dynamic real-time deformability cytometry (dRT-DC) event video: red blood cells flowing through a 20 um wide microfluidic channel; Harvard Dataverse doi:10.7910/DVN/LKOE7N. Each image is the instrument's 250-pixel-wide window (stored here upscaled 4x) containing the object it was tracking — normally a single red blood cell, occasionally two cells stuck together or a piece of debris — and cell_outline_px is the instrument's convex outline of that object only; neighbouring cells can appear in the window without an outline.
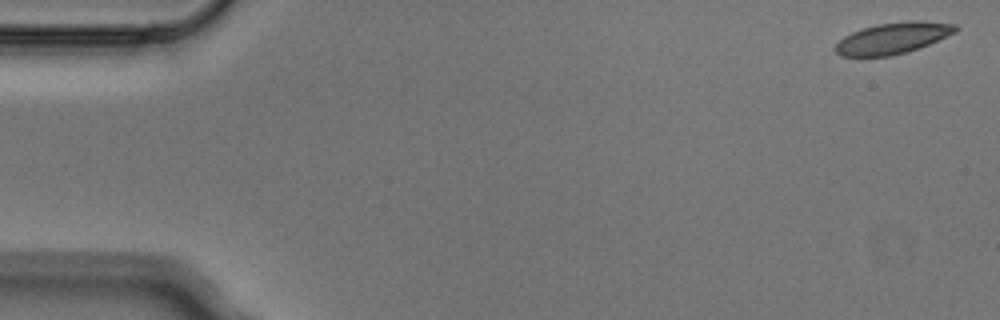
{"species": "Egyptian fruit bat (a non-hibernating species)", "species_latin": "Rousettus aegyptiacus", "temperature_condition": "cold", "stored_images_in_passage": 5, "segment_of_instrument_passage": [2, 2], "camera_frame_rate_fps": 3000, "um_per_image_px": 0.085, "animal": {"sex": "male"}, "frame": {"image": 1, "passage_image": 5, "time_ms": 1.333, "image_size_px": [1000, 320], "cell_outline_px": [[960, 28], [956, 32], [920, 48], [892, 56], [840, 56], [836, 52], [836, 44], [844, 36], [852, 32], [876, 24], [908, 20], [920, 20], [956, 24]], "centroid_in_image_um": [75.94, 3.23], "position_along_channel_um": 9.1, "area_um2": 21.96}}